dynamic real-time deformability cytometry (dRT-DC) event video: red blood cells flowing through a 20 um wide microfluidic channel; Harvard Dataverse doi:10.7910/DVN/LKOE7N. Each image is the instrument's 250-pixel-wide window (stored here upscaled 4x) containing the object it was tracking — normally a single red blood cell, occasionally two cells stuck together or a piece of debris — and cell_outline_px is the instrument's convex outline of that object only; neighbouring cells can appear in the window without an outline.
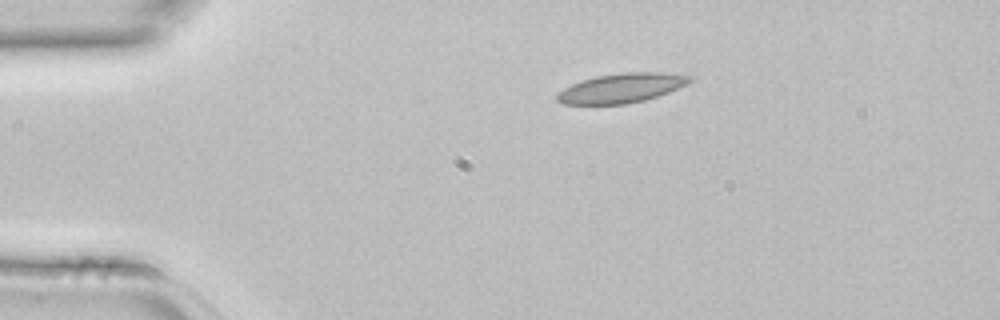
{"species": "common noctule bat (a hibernating species)", "species_latin": "Nyctalus noctula", "temperature_condition": "room temperature", "stored_images_in_passage": 2, "camera_frame_rate_fps": 3000, "um_per_image_px": 0.085, "animal": {"sex": "female", "body_mass_g": 22.7, "forearm_length_mm": 54.2}, "frame": {"image": 1, "passage_image": 1, "time_ms": 0.0, "image_size_px": [1000, 320], "cell_outline_px": [[692, 80], [688, 84], [668, 92], [644, 100], [624, 104], [560, 104], [556, 100], [556, 96], [564, 88], [572, 84], [596, 76], [624, 72], [664, 72], [692, 76]], "centroid_in_image_um": [52.84, 7.48], "position_along_channel_um": 32.2, "area_um2": 22.6}}